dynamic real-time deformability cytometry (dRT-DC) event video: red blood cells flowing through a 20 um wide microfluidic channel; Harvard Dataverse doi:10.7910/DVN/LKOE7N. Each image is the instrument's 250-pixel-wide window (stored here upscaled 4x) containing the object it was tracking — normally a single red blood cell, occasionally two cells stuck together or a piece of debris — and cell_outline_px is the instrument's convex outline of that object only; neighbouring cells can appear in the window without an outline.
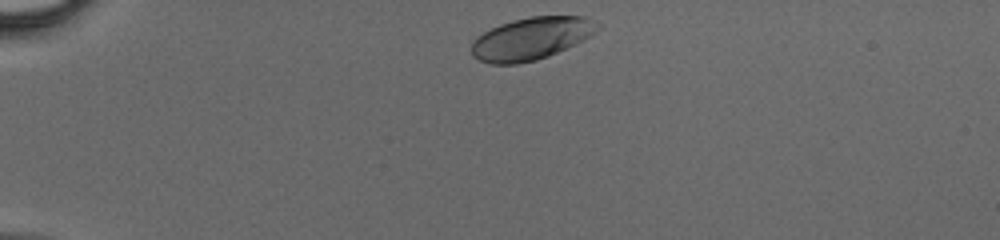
{"species": "human", "species_latin": "Homo sapiens", "temperature_condition": "cold", "stored_images_in_passage": 32, "camera_frame_rate_fps": 3000, "um_per_image_px": 0.085, "donor": {"sex": "male"}, "frame": {"image": 1, "passage_image": 1, "time_ms": 0.0, "image_size_px": [1000, 240], "cell_outline_px": [[600, 28], [596, 32], [584, 40], [548, 56], [536, 60], [516, 64], [488, 64], [472, 56], [472, 44], [476, 36], [500, 24], [532, 16], [584, 16], [600, 24]], "centroid_in_image_um": [45.16, 3.28], "position_along_channel_um": 39.8, "area_um2": 31.04}}
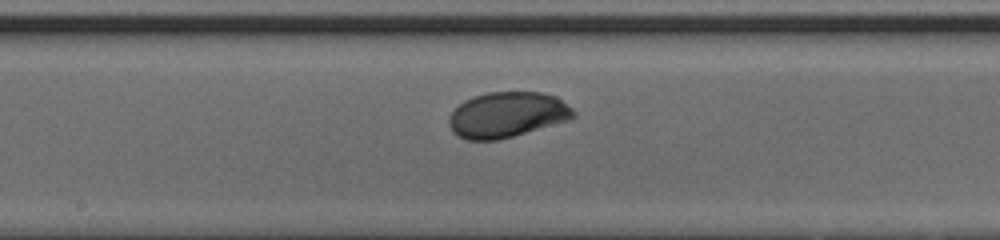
{"frame": {"image": 2, "passage_image": 16, "time_ms": 5.0, "image_size_px": [1000, 240], "cell_outline_px": [[576, 116], [572, 120], [500, 140], [468, 140], [452, 132], [448, 124], [448, 116], [464, 100], [488, 92], [540, 92], [556, 96], [572, 108], [576, 112]], "centroid_in_image_um": [43.14, 9.77], "position_along_channel_um": 205.1, "area_um2": 33.29}}
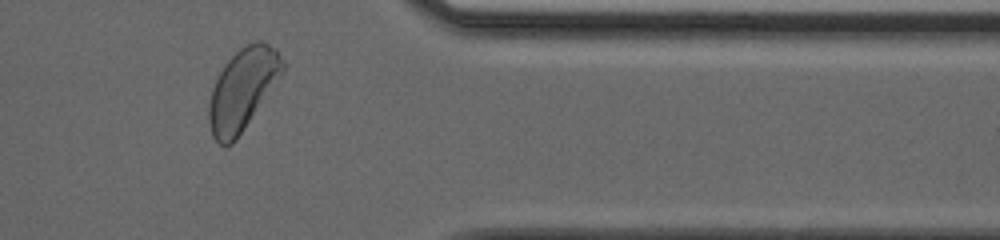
{"frame": {"image": 3, "passage_image": 29, "time_ms": 9.333, "image_size_px": [1000, 240], "cell_outline_px": [[284, 68], [280, 76], [236, 140], [232, 144], [220, 144], [212, 136], [208, 120], [208, 104], [212, 88], [224, 64], [240, 48], [256, 40], [260, 40], [276, 48], [284, 60]], "centroid_in_image_um": [20.6, 7.58], "position_along_channel_um": 390.8, "area_um2": 34.51}}